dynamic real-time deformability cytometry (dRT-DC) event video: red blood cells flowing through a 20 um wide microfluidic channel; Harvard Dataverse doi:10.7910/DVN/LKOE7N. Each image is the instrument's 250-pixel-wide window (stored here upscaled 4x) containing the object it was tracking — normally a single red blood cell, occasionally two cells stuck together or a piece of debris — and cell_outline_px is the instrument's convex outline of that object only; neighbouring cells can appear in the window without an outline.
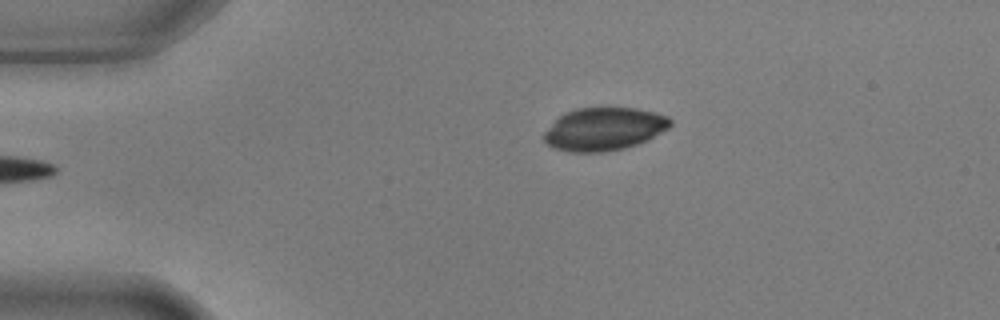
{"species": "common noctule bat (a hibernating species)", "species_latin": "Nyctalus noctula", "temperature_condition": "warm", "stored_images_in_passage": 6, "segment_of_instrument_passage": [2, 2], "camera_frame_rate_fps": 3000, "um_per_image_px": 0.085, "animal": {"sex": "male", "body_mass_g": 17.9, "forearm_length_mm": 54.2}, "frame": {"image": 1, "passage_image": 6, "time_ms": 1.667, "image_size_px": [1000, 320], "cell_outline_px": [[672, 124], [668, 128], [648, 140], [624, 148], [604, 152], [568, 152], [552, 148], [544, 140], [544, 132], [564, 112], [576, 108], [636, 108], [668, 116], [672, 120]], "centroid_in_image_um": [51.34, 10.97], "position_along_channel_um": 33.7, "area_um2": 31.56}}